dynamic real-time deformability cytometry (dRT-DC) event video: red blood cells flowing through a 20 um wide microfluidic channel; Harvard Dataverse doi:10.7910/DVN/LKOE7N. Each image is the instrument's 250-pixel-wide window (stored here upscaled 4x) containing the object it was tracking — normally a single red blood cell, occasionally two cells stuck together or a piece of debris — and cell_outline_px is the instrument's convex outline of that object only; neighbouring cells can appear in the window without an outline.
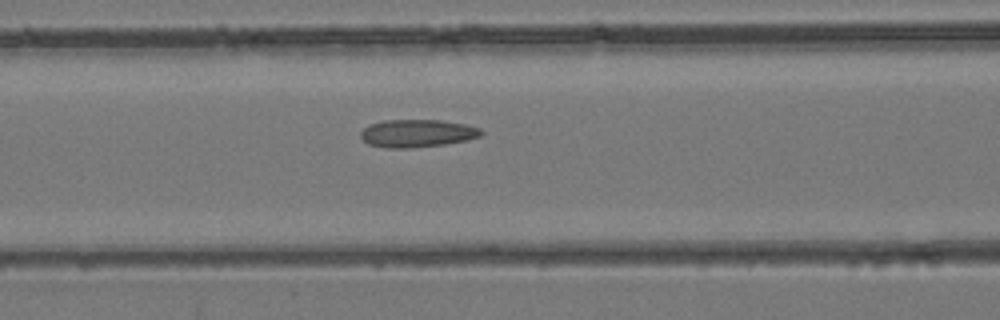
{"species": "common noctule bat (a hibernating species)", "species_latin": "Nyctalus noctula", "temperature_condition": "room temperature", "stored_images_in_passage": 23, "camera_frame_rate_fps": 3000, "um_per_image_px": 0.085, "animal": {"sex": "female", "body_mass_g": 24.6, "forearm_length_mm": 56.2}, "frame": {"image": 1, "passage_image": 19, "time_ms": 6.0, "image_size_px": [1000, 320], "cell_outline_px": [[484, 132], [480, 136], [468, 140], [444, 144], [412, 148], [388, 148], [368, 144], [360, 136], [360, 132], [368, 124], [384, 120], [440, 120], [464, 124], [480, 128]], "centroid_in_image_um": [35.45, 11.33], "position_along_channel_um": 131.2, "area_um2": 19.54}}
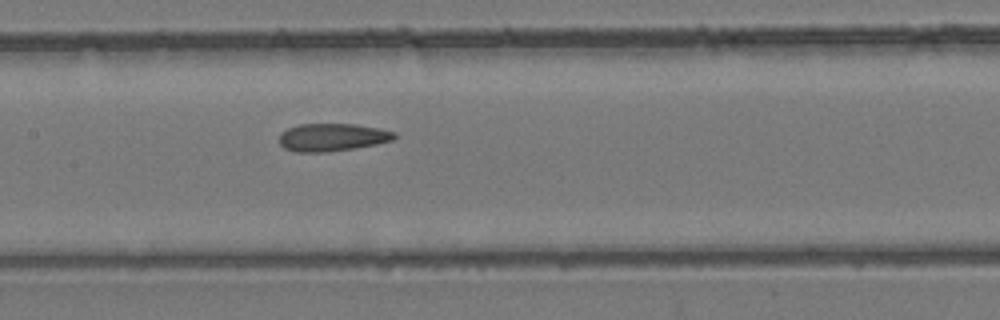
{"frame": {"image": 2, "passage_image": 22, "time_ms": 7.0, "image_size_px": [1000, 320], "cell_outline_px": [[396, 136], [392, 140], [376, 144], [328, 152], [296, 152], [284, 148], [280, 144], [280, 132], [288, 128], [300, 124], [356, 124], [380, 128], [396, 132]], "centroid_in_image_um": [28.23, 11.66], "position_along_channel_um": 179.2, "area_um2": 18.61}}